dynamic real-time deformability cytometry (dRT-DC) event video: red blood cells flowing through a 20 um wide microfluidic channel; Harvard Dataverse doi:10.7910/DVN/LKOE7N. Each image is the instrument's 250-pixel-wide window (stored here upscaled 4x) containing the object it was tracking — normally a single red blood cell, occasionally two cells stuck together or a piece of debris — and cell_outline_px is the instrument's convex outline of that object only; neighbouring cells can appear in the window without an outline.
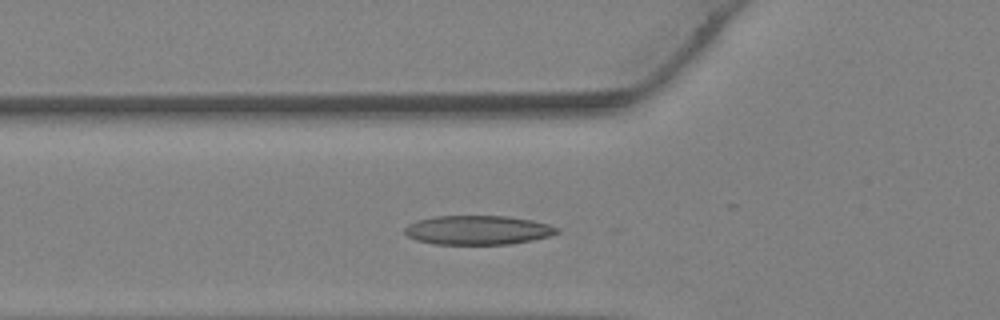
{"species": "Egyptian fruit bat (a non-hibernating species)", "species_latin": "Rousettus aegyptiacus", "temperature_condition": "warm", "stored_images_in_passage": 28, "camera_frame_rate_fps": 3000, "um_per_image_px": 0.085, "animal": {"sex": "female"}, "frame": {"image": 1, "passage_image": 10, "time_ms": 3.0, "image_size_px": [1000, 320], "cell_outline_px": [[560, 232], [548, 236], [532, 240], [508, 244], [432, 244], [416, 240], [408, 236], [404, 232], [404, 228], [408, 224], [416, 220], [436, 216], [508, 216], [532, 220], [548, 224], [560, 228]], "centroid_in_image_um": [40.6, 19.55], "position_along_channel_um": 85.2, "area_um2": 25.95}}
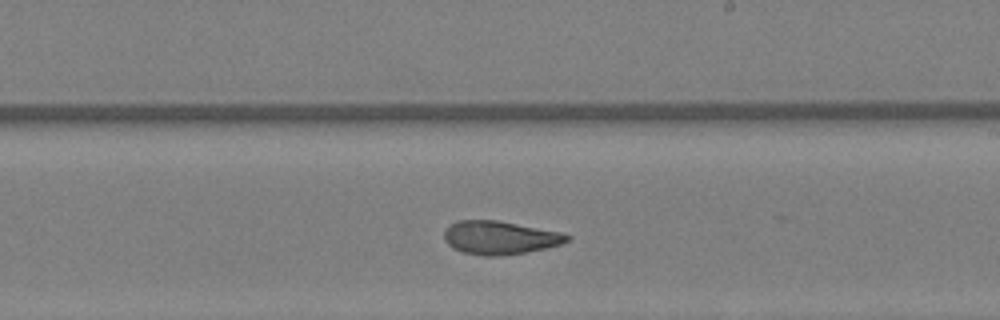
{"frame": {"image": 2, "passage_image": 19, "time_ms": 6.0, "image_size_px": [1000, 320], "cell_outline_px": [[572, 236], [568, 240], [560, 244], [544, 248], [524, 252], [500, 256], [484, 256], [464, 252], [452, 248], [444, 240], [444, 228], [448, 224], [456, 220], [496, 220], [560, 232]], "centroid_in_image_um": [42.41, 20.19], "position_along_channel_um": 246.6, "area_um2": 23.81}}
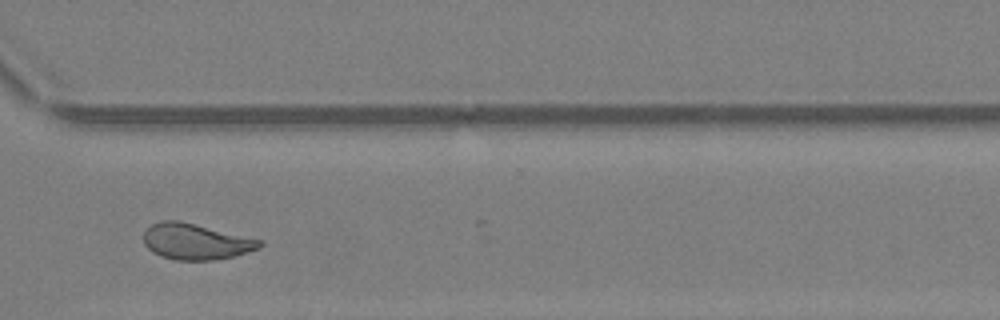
{"frame": {"image": 3, "passage_image": 25, "time_ms": 8.0, "image_size_px": [1000, 320], "cell_outline_px": [[264, 244], [260, 248], [248, 252], [216, 260], [176, 260], [160, 256], [152, 252], [144, 244], [144, 232], [152, 224], [160, 220], [180, 220], [264, 240]], "centroid_in_image_um": [16.66, 20.53], "position_along_channel_um": 353.9, "area_um2": 24.57}}